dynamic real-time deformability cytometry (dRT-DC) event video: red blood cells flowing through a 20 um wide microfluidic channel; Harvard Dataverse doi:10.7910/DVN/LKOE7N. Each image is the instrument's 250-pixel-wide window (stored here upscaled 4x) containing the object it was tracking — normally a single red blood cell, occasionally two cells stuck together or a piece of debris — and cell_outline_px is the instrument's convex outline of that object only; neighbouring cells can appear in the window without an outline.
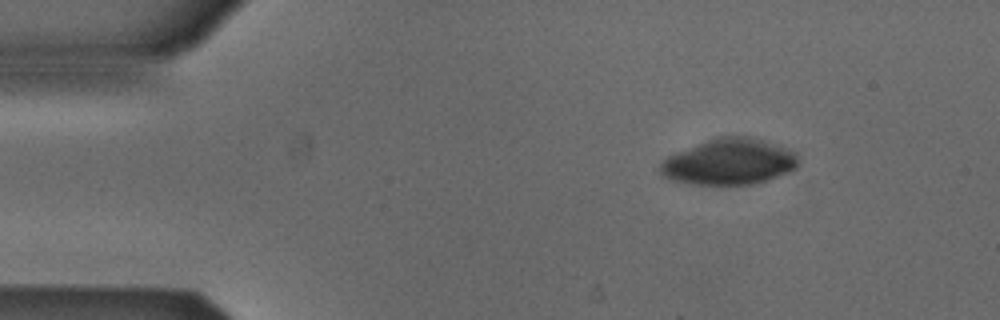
{"species": "Egyptian fruit bat (a non-hibernating species)", "species_latin": "Rousettus aegyptiacus", "temperature_condition": "cold", "stored_images_in_passage": 18, "camera_frame_rate_fps": 3000, "um_per_image_px": 0.085, "animal": {"sex": "male"}, "frame": {"image": 1, "passage_image": 2, "time_ms": 0.333, "image_size_px": [1000, 320], "cell_outline_px": [[796, 168], [788, 172], [760, 184], [724, 188], [688, 184], [668, 180], [660, 176], [660, 164], [668, 156], [676, 152], [716, 136], [748, 136], [764, 140], [776, 144], [796, 152]], "centroid_in_image_um": [61.94, 13.81], "position_along_channel_um": 23.1, "area_um2": 38.32}}